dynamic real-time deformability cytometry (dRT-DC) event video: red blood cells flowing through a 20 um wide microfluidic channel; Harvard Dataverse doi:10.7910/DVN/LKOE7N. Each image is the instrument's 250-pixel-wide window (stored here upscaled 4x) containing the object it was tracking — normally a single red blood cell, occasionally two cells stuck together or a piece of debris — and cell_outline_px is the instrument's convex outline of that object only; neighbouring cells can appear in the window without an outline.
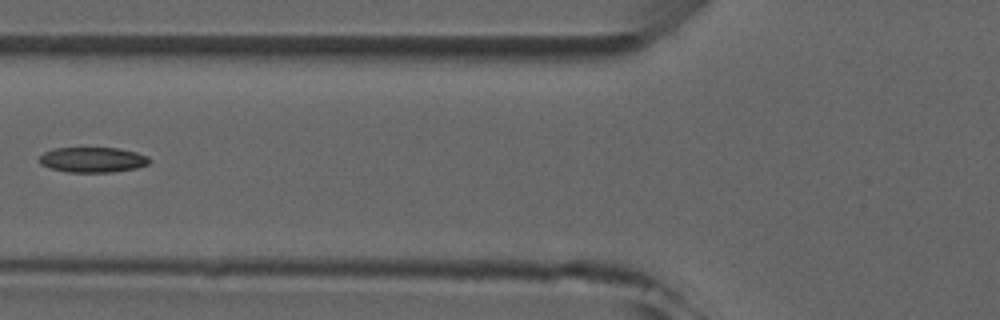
{"species": "common noctule bat (a hibernating species)", "species_latin": "Nyctalus noctula", "temperature_condition": "room temperature", "stored_images_in_passage": 6, "camera_frame_rate_fps": 3000, "um_per_image_px": 0.085, "animal": {"sex": "male", "forearm_length_mm": 52.5}, "frame": {"image": 1, "passage_image": 6, "time_ms": 5.667, "image_size_px": [1000, 320], "cell_outline_px": [[148, 164], [136, 168], [112, 172], [68, 172], [52, 168], [40, 164], [40, 156], [44, 152], [56, 148], [120, 148], [136, 152], [148, 156]], "centroid_in_image_um": [7.88, 13.57], "position_along_channel_um": 117.9, "area_um2": 16.01}}